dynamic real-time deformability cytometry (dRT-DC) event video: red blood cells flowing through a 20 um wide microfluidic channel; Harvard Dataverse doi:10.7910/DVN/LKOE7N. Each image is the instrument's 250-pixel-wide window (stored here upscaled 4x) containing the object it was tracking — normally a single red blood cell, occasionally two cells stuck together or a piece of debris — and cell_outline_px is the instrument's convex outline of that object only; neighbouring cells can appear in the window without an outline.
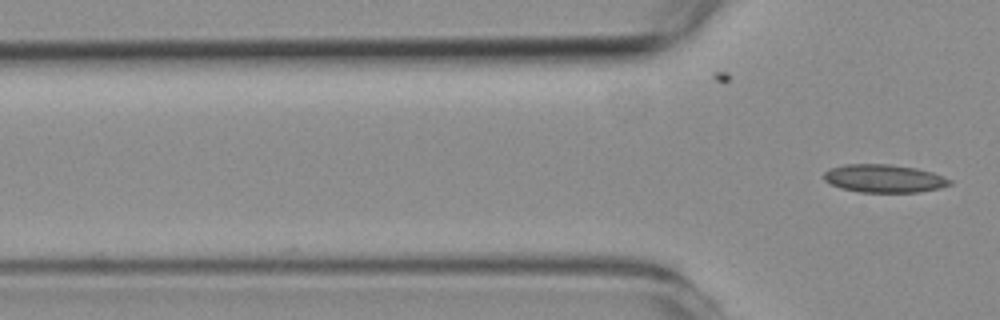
{"species": "common noctule bat (a hibernating species)", "species_latin": "Nyctalus noctula", "temperature_condition": "room temperature", "stored_images_in_passage": 4, "camera_frame_rate_fps": 3000, "um_per_image_px": 0.085, "animal": {"sex": "female", "body_mass_g": 19.3, "forearm_length_mm": 54.1}, "frame": {"image": 1, "passage_image": 4, "time_ms": 3.667, "image_size_px": [1000, 320], "cell_outline_px": [[952, 184], [940, 188], [920, 192], [860, 192], [840, 188], [824, 180], [824, 172], [828, 168], [844, 164], [888, 164], [916, 168], [932, 172], [952, 180]], "centroid_in_image_um": [75.13, 15.17], "position_along_channel_um": 50.7, "area_um2": 20.63}}